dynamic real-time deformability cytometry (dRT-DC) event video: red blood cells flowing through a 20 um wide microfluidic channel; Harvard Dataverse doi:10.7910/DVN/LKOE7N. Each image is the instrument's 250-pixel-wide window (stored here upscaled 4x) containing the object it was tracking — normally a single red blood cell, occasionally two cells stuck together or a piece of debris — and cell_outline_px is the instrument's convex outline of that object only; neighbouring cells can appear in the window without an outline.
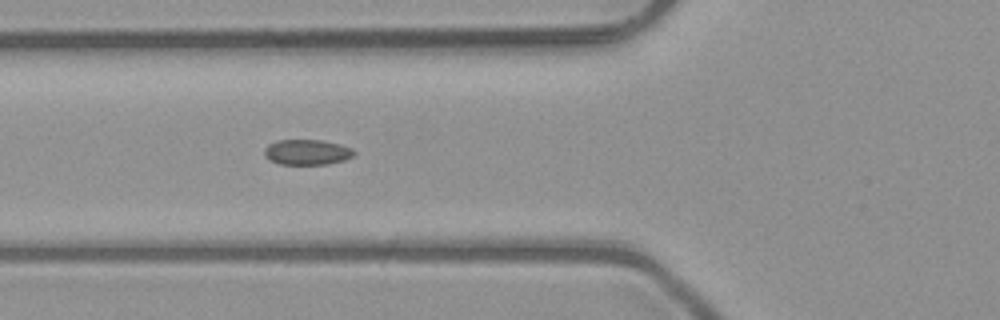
{"species": "common noctule bat (a hibernating species)", "species_latin": "Nyctalus noctula", "temperature_condition": "room temperature", "stored_images_in_passage": 6, "segment_of_instrument_passage": [1, 2], "camera_frame_rate_fps": 3000, "um_per_image_px": 0.085, "animal": {"sex": "male", "body_mass_g": 23.1, "forearm_length_mm": 52.7}, "frame": {"image": 1, "passage_image": 5, "time_ms": 1.333, "image_size_px": [1000, 320], "cell_outline_px": [[356, 152], [352, 156], [344, 160], [328, 164], [280, 164], [264, 156], [264, 148], [268, 144], [276, 140], [324, 140], [340, 144], [352, 148]], "centroid_in_image_um": [26.1, 12.92], "position_along_channel_um": 99.7, "area_um2": 13.29}}